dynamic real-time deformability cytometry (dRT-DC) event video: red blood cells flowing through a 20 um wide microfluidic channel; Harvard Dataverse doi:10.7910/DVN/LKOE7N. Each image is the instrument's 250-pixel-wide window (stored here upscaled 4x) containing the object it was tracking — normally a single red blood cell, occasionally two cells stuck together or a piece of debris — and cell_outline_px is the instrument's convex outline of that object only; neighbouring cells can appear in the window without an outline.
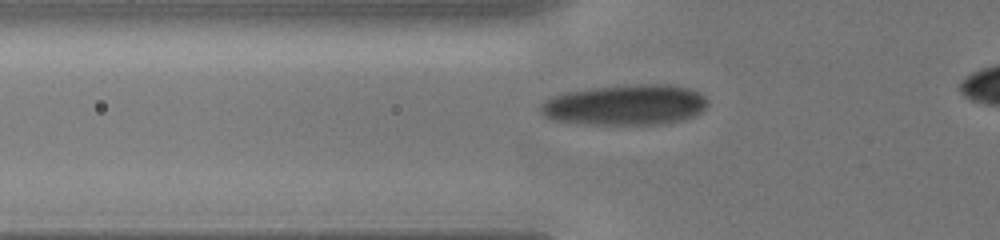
{"species": "human", "species_latin": "Homo sapiens", "temperature_condition": "cold", "stored_images_in_passage": 36, "camera_frame_rate_fps": 3000, "um_per_image_px": 0.085, "donor": {"sex": "male"}, "frame": {"image": 1, "passage_image": 11, "time_ms": 3.333, "image_size_px": [1000, 240], "cell_outline_px": [[708, 104], [696, 116], [684, 120], [664, 124], [568, 124], [552, 120], [544, 116], [540, 112], [540, 104], [544, 100], [552, 96], [564, 92], [592, 88], [640, 84], [672, 84], [688, 88], [704, 96], [708, 100]], "centroid_in_image_um": [53.12, 8.93], "position_along_channel_um": 72.7, "area_um2": 40.0}}
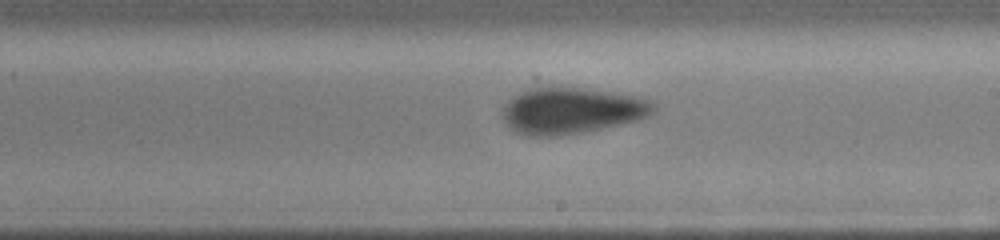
{"frame": {"image": 2, "passage_image": 22, "time_ms": 7.0, "image_size_px": [1000, 240], "cell_outline_px": [[656, 112], [640, 120], [580, 132], [556, 136], [528, 136], [516, 132], [508, 128], [500, 116], [500, 108], [512, 96], [520, 92], [532, 88], [580, 88], [612, 92], [640, 96], [652, 100], [656, 104]], "centroid_in_image_um": [48.56, 9.41], "position_along_channel_um": 240.4, "area_um2": 41.1}}
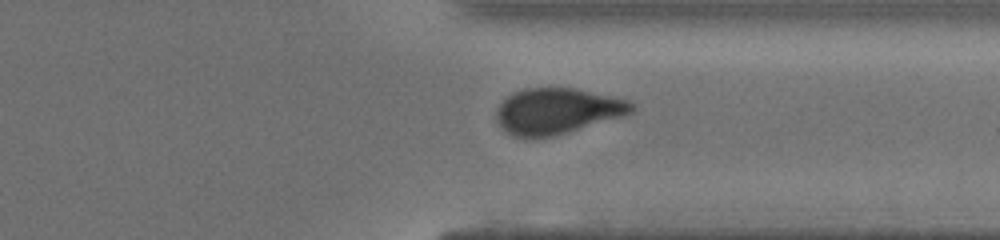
{"frame": {"image": 3, "passage_image": 30, "time_ms": 9.667, "image_size_px": [1000, 240], "cell_outline_px": [[636, 108], [632, 112], [624, 116], [568, 132], [552, 136], [512, 136], [496, 120], [496, 112], [500, 104], [508, 96], [524, 88], [576, 88], [612, 96], [628, 100], [636, 104]], "centroid_in_image_um": [47.42, 9.42], "position_along_channel_um": 364.0, "area_um2": 35.78}}